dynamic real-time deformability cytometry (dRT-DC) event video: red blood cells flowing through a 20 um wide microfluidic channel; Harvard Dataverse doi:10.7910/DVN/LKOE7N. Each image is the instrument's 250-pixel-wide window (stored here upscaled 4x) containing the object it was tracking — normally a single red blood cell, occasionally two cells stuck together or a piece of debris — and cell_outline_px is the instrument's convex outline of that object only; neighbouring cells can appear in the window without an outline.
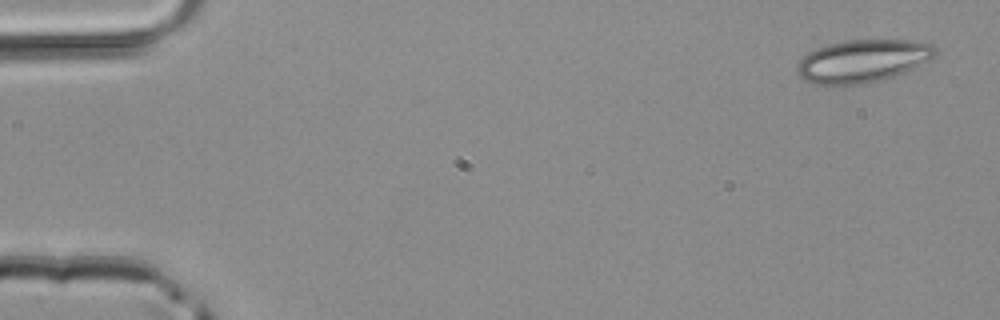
{"species": "common noctule bat (a hibernating species)", "species_latin": "Nyctalus noctula", "temperature_condition": "room temperature", "stored_images_in_passage": 46, "camera_frame_rate_fps": 3000, "um_per_image_px": 0.085, "animal": {"sex": "male", "body_mass_g": 20.4}, "frame": {"image": 1, "passage_image": 1, "time_ms": 0.0, "image_size_px": [1000, 320], "cell_outline_px": [[936, 56], [904, 72], [880, 80], [864, 84], [812, 84], [804, 80], [796, 72], [796, 64], [808, 52], [816, 48], [828, 44], [844, 40], [912, 40], [928, 44], [936, 48]], "centroid_in_image_um": [73.27, 5.18], "position_along_channel_um": 11.7, "area_um2": 34.22}}
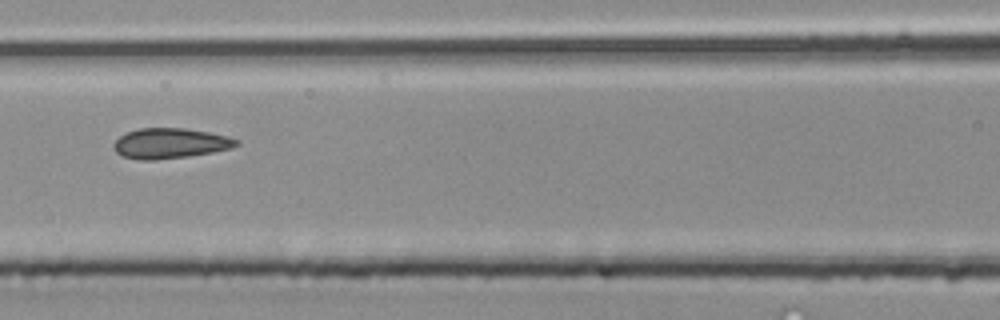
{"frame": {"image": 2, "passage_image": 20, "time_ms": 6.333, "image_size_px": [1000, 320], "cell_outline_px": [[240, 144], [232, 148], [212, 152], [188, 156], [156, 160], [140, 160], [124, 156], [116, 152], [112, 148], [112, 144], [120, 136], [128, 132], [140, 128], [184, 128], [208, 132], [228, 136], [240, 140]], "centroid_in_image_um": [14.48, 12.18], "position_along_channel_um": 152.1, "area_um2": 21.68}}
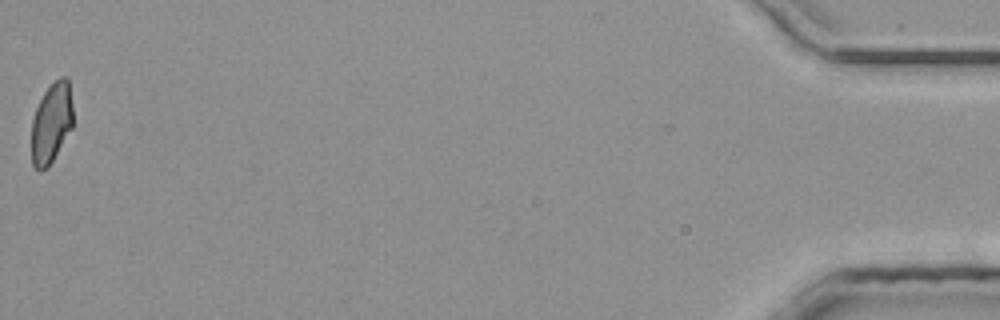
{"frame": {"image": 3, "passage_image": 46, "time_ms": 15.0, "image_size_px": [1000, 320], "cell_outline_px": [[72, 128], [52, 160], [40, 172], [32, 164], [32, 120], [36, 108], [44, 92], [60, 76], [64, 76], [68, 80], [72, 104]], "centroid_in_image_um": [4.37, 10.43], "position_along_channel_um": 430.8, "area_um2": 19.02}}